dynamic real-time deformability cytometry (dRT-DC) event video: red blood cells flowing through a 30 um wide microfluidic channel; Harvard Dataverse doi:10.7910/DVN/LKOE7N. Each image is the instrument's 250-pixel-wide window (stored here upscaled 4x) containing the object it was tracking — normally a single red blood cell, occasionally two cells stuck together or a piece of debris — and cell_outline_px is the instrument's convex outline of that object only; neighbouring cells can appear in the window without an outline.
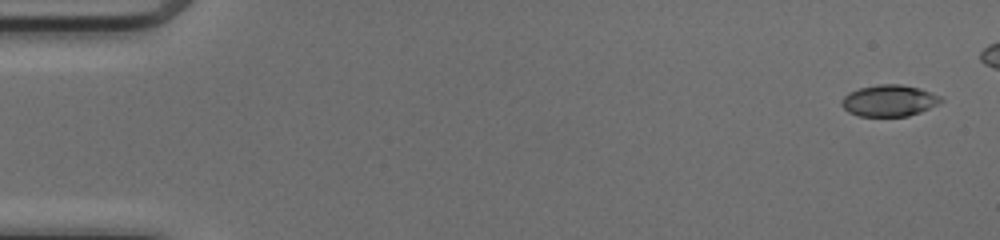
{"species": "common noctule bat (a hibernating species)", "species_latin": "Nyctalus noctula", "temperature_condition": "cold", "stored_images_in_passage": 43, "camera_frame_rate_fps": 3000, "um_per_image_px": 0.085, "animal": {"sex": "female", "body_mass_g": 17.0, "forearm_length_mm": 48.0}, "frame": {"image": 1, "passage_image": 1, "time_ms": 0.0, "image_size_px": [1000, 240], "cell_outline_px": [[944, 100], [920, 112], [908, 116], [860, 116], [848, 112], [840, 104], [840, 100], [848, 92], [860, 88], [880, 84], [900, 84], [920, 88], [940, 96]], "centroid_in_image_um": [75.54, 8.55], "position_along_channel_um": 9.5, "area_um2": 18.15}}
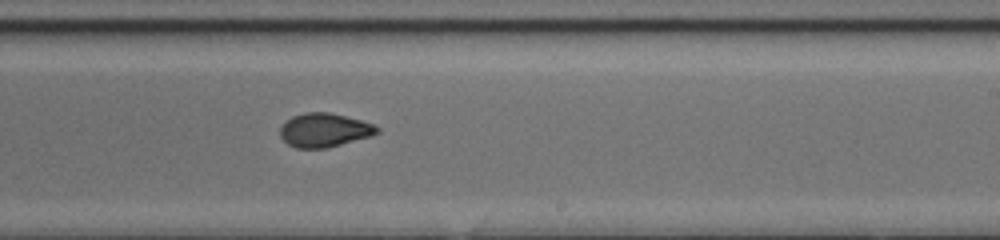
{"frame": {"image": 2, "passage_image": 30, "time_ms": 9.667, "image_size_px": [1000, 240], "cell_outline_px": [[380, 132], [368, 136], [328, 148], [296, 148], [288, 144], [280, 136], [280, 128], [292, 116], [304, 112], [328, 112], [360, 120], [372, 124], [380, 128]], "centroid_in_image_um": [27.54, 11.06], "position_along_channel_um": 261.5, "area_um2": 18.84}}
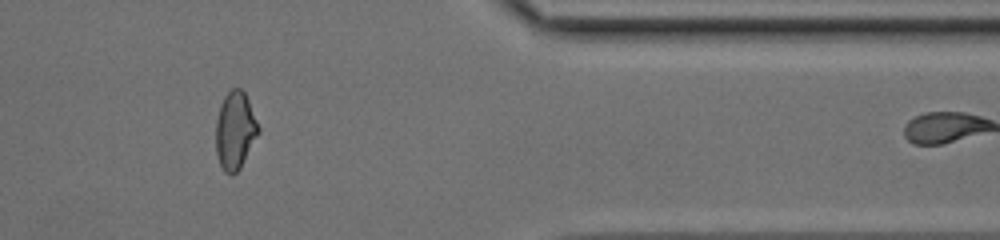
{"frame": {"image": 3, "passage_image": 41, "time_ms": 13.333, "image_size_px": [1000, 240], "cell_outline_px": [[260, 132], [240, 168], [232, 176], [224, 172], [216, 156], [216, 120], [220, 104], [224, 96], [232, 88], [240, 88], [244, 92], [248, 100], [260, 128]], "centroid_in_image_um": [19.98, 11.11], "position_along_channel_um": 391.4, "area_um2": 19.36}}